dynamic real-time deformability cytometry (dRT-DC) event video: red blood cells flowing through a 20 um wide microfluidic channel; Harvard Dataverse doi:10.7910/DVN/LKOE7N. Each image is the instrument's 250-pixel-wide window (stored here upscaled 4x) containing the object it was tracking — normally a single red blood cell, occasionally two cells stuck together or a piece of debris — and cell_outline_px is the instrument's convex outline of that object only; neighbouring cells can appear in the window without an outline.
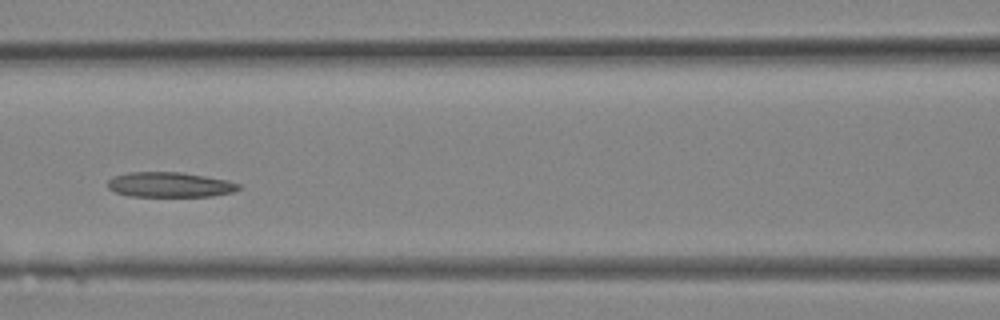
{"species": "Egyptian fruit bat (a non-hibernating species)", "species_latin": "Rousettus aegyptiacus", "temperature_condition": "room temperature", "stored_images_in_passage": 10, "camera_frame_rate_fps": 3000, "um_per_image_px": 0.085, "animal": {"sex": "female"}, "frame": {"image": 1, "passage_image": 7, "time_ms": 2.0, "image_size_px": [1000, 320], "cell_outline_px": [[244, 188], [232, 192], [212, 196], [132, 196], [116, 192], [108, 188], [108, 180], [112, 176], [128, 172], [180, 172], [228, 180], [240, 184]], "centroid_in_image_um": [14.45, 15.69], "position_along_channel_um": 152.1, "area_um2": 19.13}}
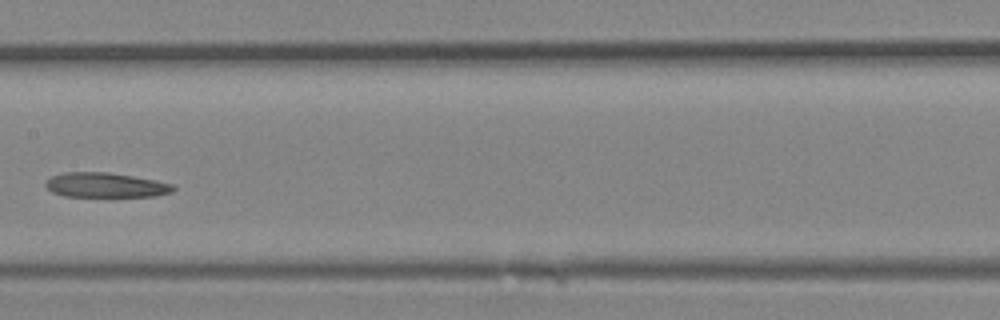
{"frame": {"image": 2, "passage_image": 9, "time_ms": 2.667, "image_size_px": [1000, 320], "cell_outline_px": [[176, 188], [172, 192], [156, 196], [64, 196], [52, 192], [44, 184], [52, 176], [64, 172], [108, 172], [132, 176], [172, 184]], "centroid_in_image_um": [8.96, 15.73], "position_along_channel_um": 198.4, "area_um2": 18.15}}